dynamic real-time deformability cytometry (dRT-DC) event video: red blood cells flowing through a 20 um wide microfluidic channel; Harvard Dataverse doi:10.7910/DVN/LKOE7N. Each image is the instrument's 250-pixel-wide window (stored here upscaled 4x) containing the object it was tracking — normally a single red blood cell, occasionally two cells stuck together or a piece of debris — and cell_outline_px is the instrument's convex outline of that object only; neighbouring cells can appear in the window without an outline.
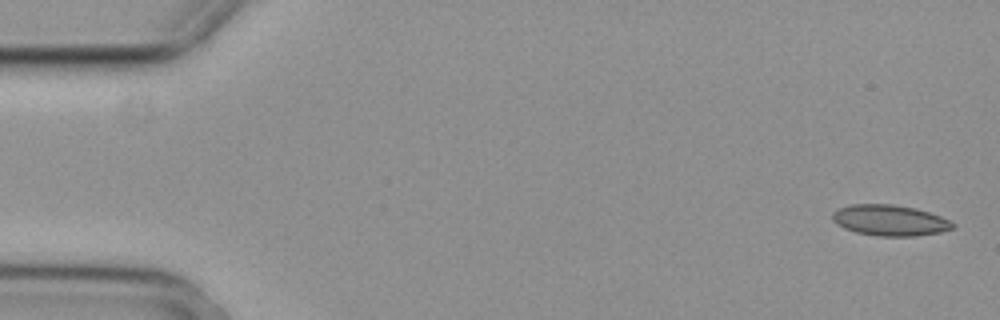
{"species": "common noctule bat (a hibernating species)", "species_latin": "Nyctalus noctula", "temperature_condition": "cold", "stored_images_in_passage": 5, "camera_frame_rate_fps": 3000, "um_per_image_px": 0.085, "animal": {"sex": "female", "body_mass_g": 29.2, "forearm_length_mm": 56.3}, "frame": {"image": 1, "passage_image": 1, "time_ms": 0.0, "image_size_px": [1000, 320], "cell_outline_px": [[956, 224], [952, 228], [940, 232], [912, 236], [880, 236], [856, 232], [844, 228], [836, 224], [832, 220], [832, 212], [840, 208], [852, 204], [892, 204], [916, 208], [940, 216]], "centroid_in_image_um": [75.61, 18.72], "position_along_channel_um": 9.4, "area_um2": 21.5}}
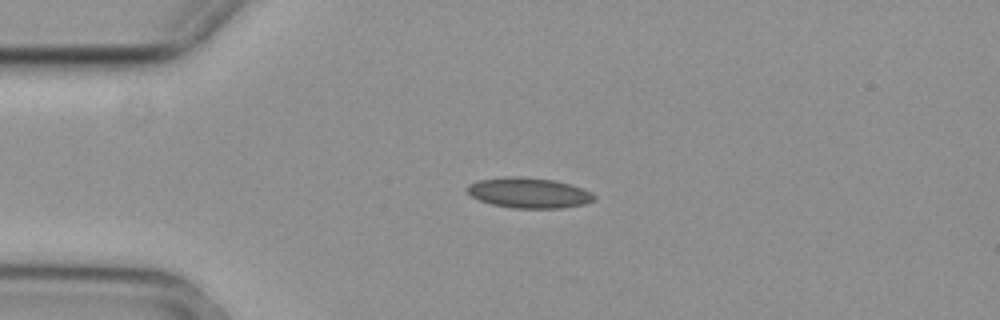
{"frame": {"image": 2, "passage_image": 4, "time_ms": 1.0, "image_size_px": [1000, 320], "cell_outline_px": [[596, 200], [584, 204], [560, 208], [516, 208], [492, 204], [480, 200], [472, 196], [468, 192], [468, 184], [476, 180], [504, 176], [520, 176], [556, 180], [572, 184], [592, 192], [596, 196]], "centroid_in_image_um": [44.98, 16.37], "position_along_channel_um": 40.0, "area_um2": 22.66}}